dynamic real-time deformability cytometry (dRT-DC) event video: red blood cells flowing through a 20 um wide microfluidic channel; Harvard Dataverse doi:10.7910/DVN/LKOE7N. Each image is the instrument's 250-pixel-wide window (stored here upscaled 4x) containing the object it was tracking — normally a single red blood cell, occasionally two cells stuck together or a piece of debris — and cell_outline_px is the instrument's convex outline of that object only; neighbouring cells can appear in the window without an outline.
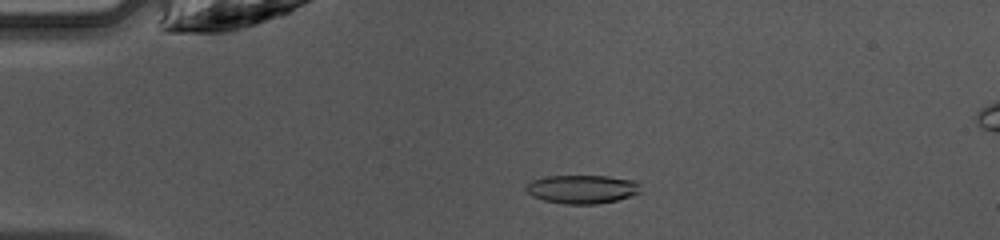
{"species": "common noctule bat (a hibernating species)", "species_latin": "Nyctalus noctula", "temperature_condition": "warm", "stored_images_in_passage": 46, "camera_frame_rate_fps": 3000, "um_per_image_px": 0.085, "animal": {"sex": "female", "body_mass_g": 10.0, "forearm_length_mm": 53.1}, "frame": {"image": 1, "passage_image": 10, "time_ms": 3.0, "image_size_px": [1000, 240], "cell_outline_px": [[640, 192], [616, 200], [596, 204], [564, 204], [544, 200], [532, 196], [524, 188], [532, 180], [544, 176], [608, 176], [636, 180], [640, 184]], "centroid_in_image_um": [49.47, 16.07], "position_along_channel_um": 35.5, "area_um2": 19.07}}
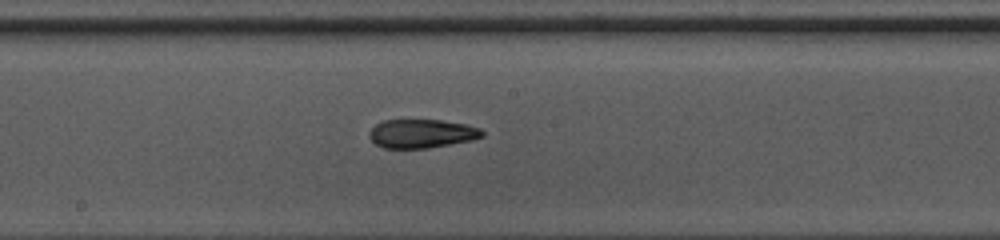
{"frame": {"image": 2, "passage_image": 25, "time_ms": 8.0, "image_size_px": [1000, 240], "cell_outline_px": [[484, 136], [472, 140], [428, 148], [384, 148], [376, 144], [368, 136], [368, 132], [376, 124], [384, 120], [440, 120], [468, 124], [480, 128], [484, 132]], "centroid_in_image_um": [35.86, 11.35], "position_along_channel_um": 212.3, "area_um2": 18.96}}
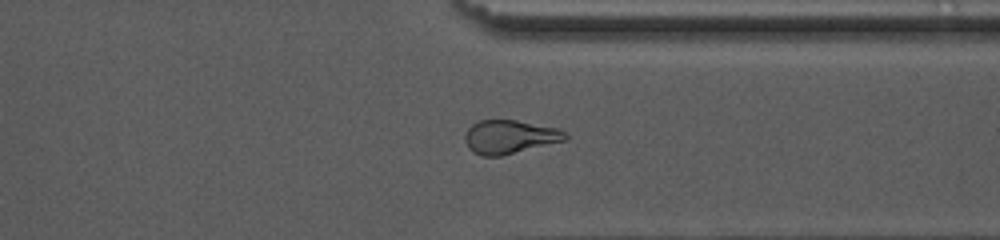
{"frame": {"image": 3, "passage_image": 36, "time_ms": 11.667, "image_size_px": [1000, 240], "cell_outline_px": [[568, 136], [564, 140], [500, 156], [484, 156], [472, 152], [468, 148], [464, 140], [464, 136], [468, 128], [472, 124], [480, 120], [516, 120], [560, 128]], "centroid_in_image_um": [43.28, 11.62], "position_along_channel_um": 368.1, "area_um2": 19.54}, "authors_computed_cell_mechanics": {"area_um2": 19.0162, "velocity_mm_per_s": 4.2639, "shape_relaxation_time_tau1_ms": 6.3583, "shape_relaxation_time_tau2_ms": 2.2203, "deformation_change_tau1": 0.2007, "deformation_change_tau2": 0.106}}